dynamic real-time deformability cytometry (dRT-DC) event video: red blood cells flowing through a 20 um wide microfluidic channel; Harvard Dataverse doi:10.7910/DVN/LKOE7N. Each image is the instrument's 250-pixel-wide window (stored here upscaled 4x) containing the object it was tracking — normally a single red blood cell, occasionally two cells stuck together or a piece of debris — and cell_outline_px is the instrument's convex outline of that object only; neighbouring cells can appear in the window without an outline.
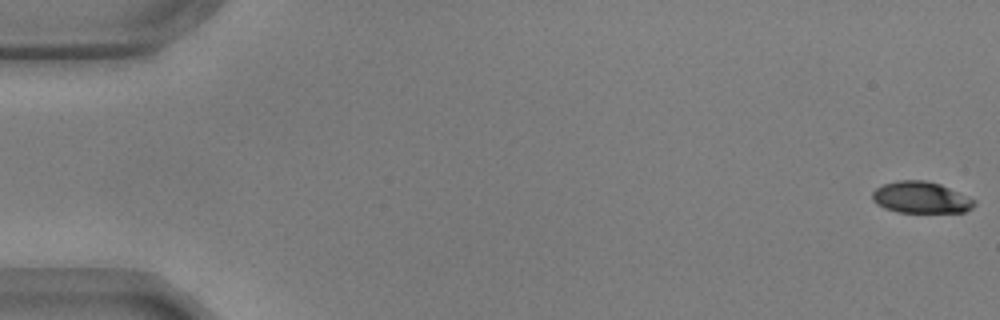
{"species": "common noctule bat (a hibernating species)", "species_latin": "Nyctalus noctula", "temperature_condition": "warm", "stored_images_in_passage": 28, "camera_frame_rate_fps": 3000, "um_per_image_px": 0.085, "animal": {"sex": "male", "body_mass_g": 17.9, "forearm_length_mm": 54.2}, "frame": {"image": 1, "passage_image": 1, "time_ms": 0.0, "image_size_px": [1000, 320], "cell_outline_px": [[976, 204], [972, 208], [964, 212], [896, 212], [884, 208], [876, 204], [872, 200], [872, 192], [876, 188], [884, 184], [896, 180], [924, 180], [940, 184], [976, 200]], "centroid_in_image_um": [78.26, 16.79], "position_along_channel_um": 6.7, "area_um2": 18.79}}
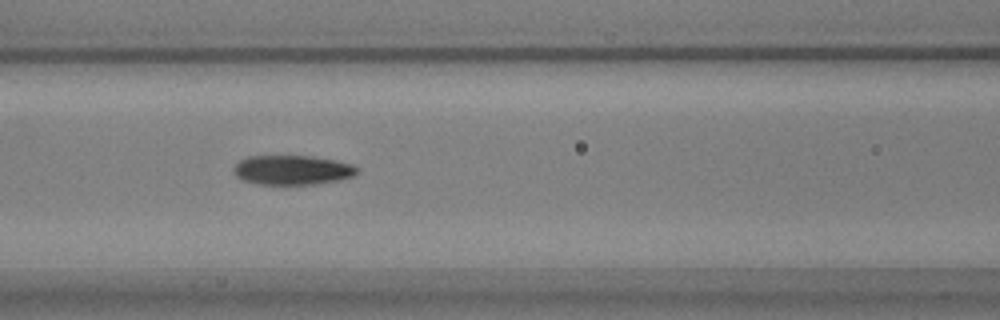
{"frame": {"image": 2, "passage_image": 25, "time_ms": 8.0, "image_size_px": [1000, 320], "cell_outline_px": [[360, 172], [356, 176], [340, 180], [316, 184], [256, 184], [244, 180], [236, 176], [232, 168], [240, 160], [248, 156], [312, 156], [336, 160], [352, 164], [360, 168]], "centroid_in_image_um": [24.91, 14.45], "position_along_channel_um": 141.7, "area_um2": 21.5}}
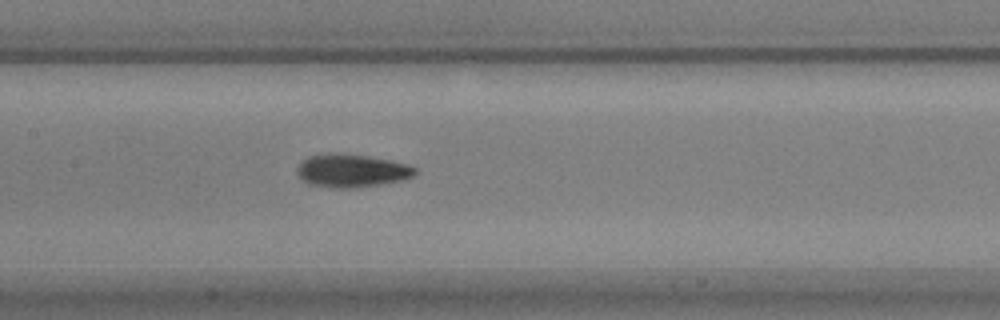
{"frame": {"image": 3, "passage_image": 28, "time_ms": 9.0, "image_size_px": [1000, 320], "cell_outline_px": [[416, 176], [404, 180], [356, 188], [328, 188], [308, 184], [296, 172], [296, 168], [308, 156], [320, 152], [344, 152], [392, 160], [408, 164], [416, 168]], "centroid_in_image_um": [29.89, 14.49], "position_along_channel_um": 177.5, "area_um2": 23.41}}